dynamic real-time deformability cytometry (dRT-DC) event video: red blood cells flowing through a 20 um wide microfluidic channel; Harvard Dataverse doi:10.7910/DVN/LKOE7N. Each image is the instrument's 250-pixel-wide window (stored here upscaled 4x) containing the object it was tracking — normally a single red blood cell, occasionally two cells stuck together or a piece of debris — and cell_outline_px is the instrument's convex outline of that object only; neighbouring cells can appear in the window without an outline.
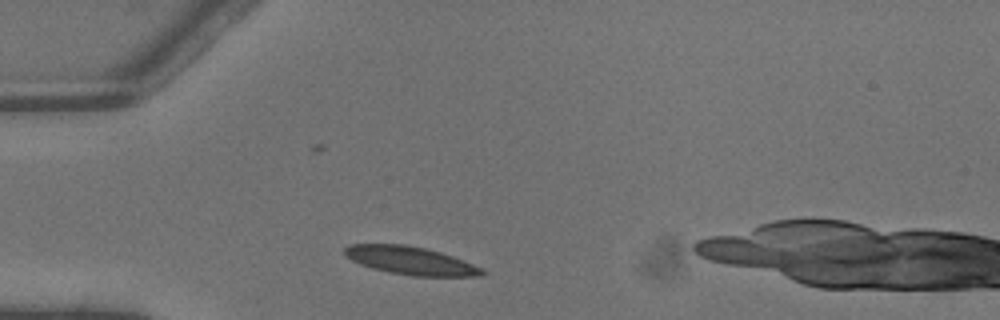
{"species": "common noctule bat (a hibernating species)", "species_latin": "Nyctalus noctula", "temperature_condition": "warm", "stored_images_in_passage": 3, "camera_frame_rate_fps": 3000, "um_per_image_px": 0.085, "animal": {"sex": "male", "body_mass_g": 13.3}, "frame": {"image": 1, "passage_image": 3, "time_ms": 0.667, "image_size_px": [1000, 320], "cell_outline_px": [[488, 272], [484, 276], [412, 276], [388, 272], [372, 268], [360, 264], [344, 256], [344, 248], [352, 244], [404, 244], [424, 248], [440, 252], [464, 260], [484, 268]], "centroid_in_image_um": [34.94, 22.16], "position_along_channel_um": 50.1, "area_um2": 22.66}}